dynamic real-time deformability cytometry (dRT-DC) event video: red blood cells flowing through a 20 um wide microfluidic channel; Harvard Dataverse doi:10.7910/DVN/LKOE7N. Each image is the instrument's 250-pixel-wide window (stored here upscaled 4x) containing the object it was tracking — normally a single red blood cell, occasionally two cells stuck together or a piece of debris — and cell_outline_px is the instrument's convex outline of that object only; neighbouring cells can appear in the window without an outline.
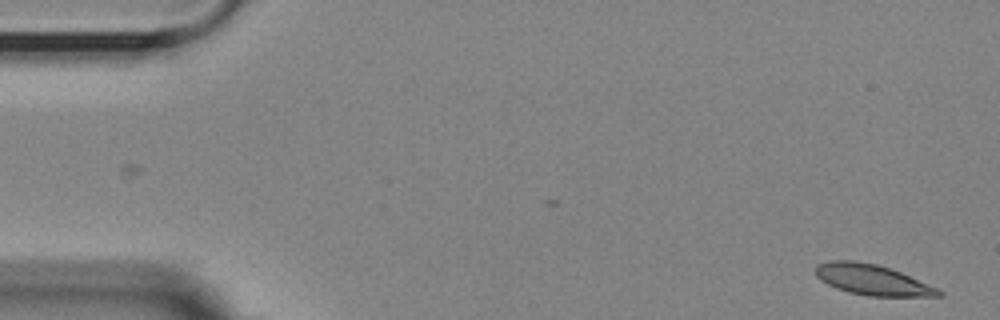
{"species": "Egyptian fruit bat (a non-hibernating species)", "species_latin": "Rousettus aegyptiacus", "temperature_condition": "room temperature", "stored_images_in_passage": 20, "camera_frame_rate_fps": 3000, "um_per_image_px": 0.085, "animal": {"sex": "female"}, "frame": {"image": 1, "passage_image": 1, "time_ms": 0.0, "image_size_px": [1000, 320], "cell_outline_px": [[944, 296], [868, 296], [848, 292], [836, 288], [820, 280], [816, 276], [812, 268], [816, 264], [828, 260], [856, 260], [876, 264], [900, 272], [940, 288], [944, 292]], "centroid_in_image_um": [74.12, 23.77], "position_along_channel_um": 10.9, "area_um2": 22.25}}